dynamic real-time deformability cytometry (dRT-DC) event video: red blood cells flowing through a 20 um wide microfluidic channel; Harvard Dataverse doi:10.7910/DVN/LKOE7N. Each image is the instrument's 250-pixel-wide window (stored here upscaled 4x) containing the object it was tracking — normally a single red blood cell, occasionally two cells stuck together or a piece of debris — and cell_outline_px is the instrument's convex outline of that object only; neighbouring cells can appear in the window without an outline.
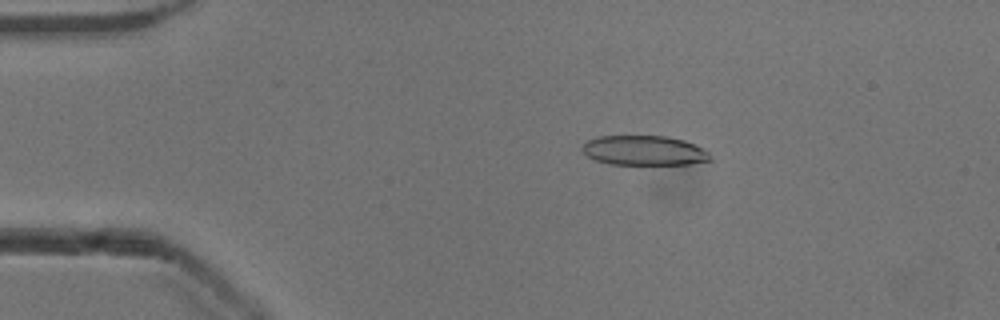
{"species": "common noctule bat (a hibernating species)", "species_latin": "Nyctalus noctula", "temperature_condition": "cold", "stored_images_in_passage": 53, "camera_frame_rate_fps": 3000, "um_per_image_px": 0.085, "animal": {"sex": "male", "body_mass_g": 13.3}, "frame": {"image": 1, "passage_image": 10, "time_ms": 3.0, "image_size_px": [1000, 320], "cell_outline_px": [[712, 160], [688, 164], [612, 164], [596, 160], [588, 156], [580, 148], [588, 140], [600, 136], [668, 136], [684, 140], [696, 144], [704, 148], [712, 156]], "centroid_in_image_um": [54.8, 12.79], "position_along_channel_um": 30.2, "area_um2": 22.2}}
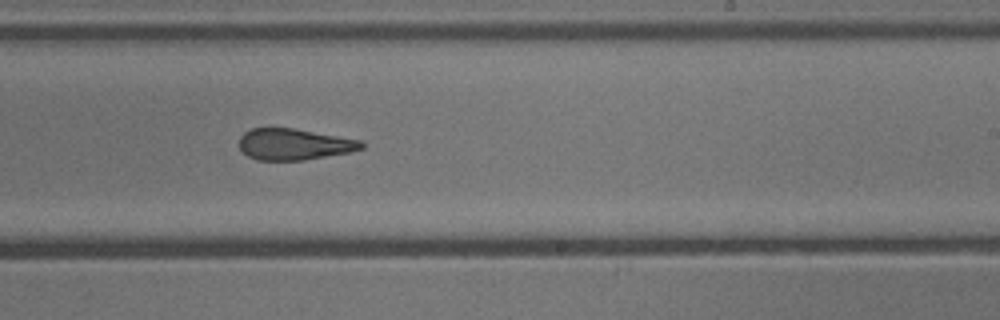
{"frame": {"image": 2, "passage_image": 32, "time_ms": 10.333, "image_size_px": [1000, 320], "cell_outline_px": [[364, 148], [352, 152], [304, 160], [256, 160], [248, 156], [240, 148], [240, 136], [244, 132], [252, 128], [292, 128], [360, 140], [364, 144]], "centroid_in_image_um": [25.0, 12.27], "position_along_channel_um": 264.0, "area_um2": 22.2}}
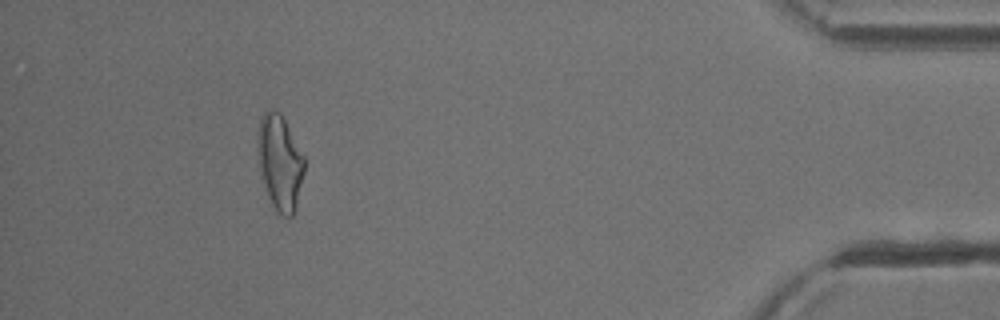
{"frame": {"image": 3, "passage_image": 48, "time_ms": 15.667, "image_size_px": [1000, 320], "cell_outline_px": [[304, 172], [296, 208], [292, 216], [280, 216], [276, 212], [268, 196], [260, 176], [256, 132], [260, 120], [264, 112], [272, 108], [280, 112], [304, 156]], "centroid_in_image_um": [23.77, 13.81], "position_along_channel_um": 411.4, "area_um2": 26.07}, "authors_computed_cell_mechanics": {"area_um2": 23.8136, "velocity_mm_per_s": 3.9196, "shape_relaxation_time_tau1_ms": 7.0698, "shape_relaxation_time_tau2_ms": 2.5184, "deformation_change_tau1": 0.1845, "deformation_change_tau2": 0.1253}}